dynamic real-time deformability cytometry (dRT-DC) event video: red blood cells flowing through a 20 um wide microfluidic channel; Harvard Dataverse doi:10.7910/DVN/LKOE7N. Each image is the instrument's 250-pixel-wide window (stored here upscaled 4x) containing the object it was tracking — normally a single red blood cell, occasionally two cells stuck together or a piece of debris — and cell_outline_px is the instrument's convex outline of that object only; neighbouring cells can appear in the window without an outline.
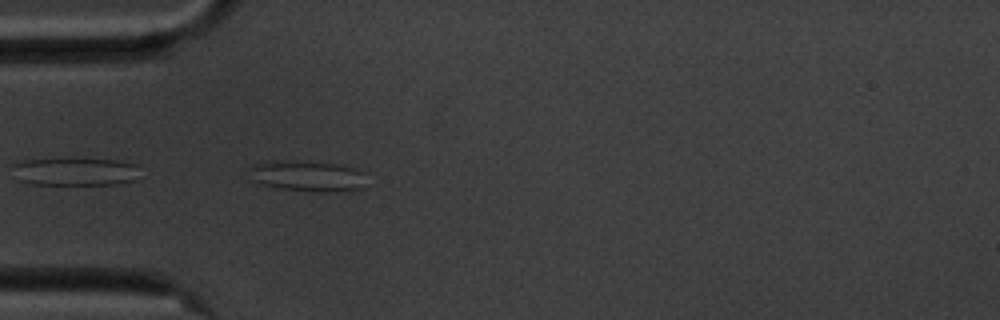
{"species": "common noctule bat (a hibernating species)", "species_latin": "Nyctalus noctula", "temperature_condition": "cold", "stored_images_in_passage": 5, "camera_frame_rate_fps": 3000, "um_per_image_px": 0.085, "animal": {"sex": "male", "body_mass_g": 20.1, "forearm_length_mm": 53.5}, "frame": {"image": 1, "passage_image": 1, "time_ms": 0.0, "image_size_px": [1000, 320], "cell_outline_px": [[364, 172], [360, 188], [328, 192], [320, 192], [276, 188], [252, 180], [248, 168], [252, 164], [268, 160], [304, 160], [336, 164], [356, 168]], "centroid_in_image_um": [26.03, 14.92], "position_along_channel_um": 59.0, "area_um2": 21.15}}
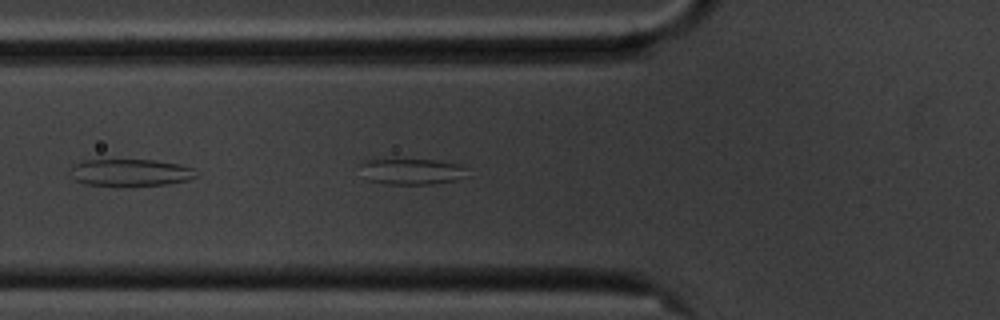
{"frame": {"image": 2, "passage_image": 4, "time_ms": 1.0, "image_size_px": [1000, 320], "cell_outline_px": [[200, 176], [188, 180], [168, 184], [132, 188], [116, 188], [84, 184], [76, 180], [68, 172], [68, 168], [84, 160], [152, 160], [180, 164], [192, 168]], "centroid_in_image_um": [11.06, 14.72], "position_along_channel_um": 114.7, "area_um2": 20.87}}